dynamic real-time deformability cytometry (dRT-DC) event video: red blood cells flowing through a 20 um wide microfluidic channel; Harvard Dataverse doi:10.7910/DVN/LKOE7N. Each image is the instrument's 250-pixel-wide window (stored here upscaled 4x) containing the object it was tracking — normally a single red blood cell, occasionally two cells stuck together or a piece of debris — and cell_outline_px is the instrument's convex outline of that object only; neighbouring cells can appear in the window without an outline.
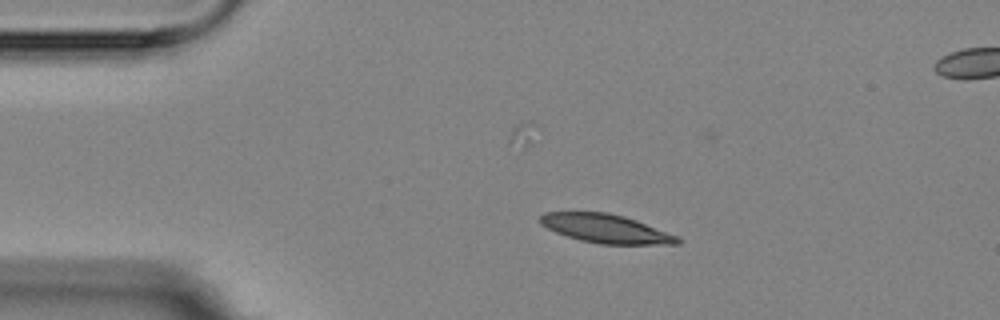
{"species": "Egyptian fruit bat (a non-hibernating species)", "species_latin": "Rousettus aegyptiacus", "temperature_condition": "room temperature", "stored_images_in_passage": 4, "camera_frame_rate_fps": 3000, "um_per_image_px": 0.085, "animal": {"sex": "female"}, "frame": {"image": 1, "passage_image": 2, "time_ms": 1.333, "image_size_px": [1000, 320], "cell_outline_px": [[684, 240], [680, 244], [600, 244], [580, 240], [556, 232], [540, 224], [536, 220], [544, 212], [608, 212], [624, 216], [636, 220], [680, 236]], "centroid_in_image_um": [51.53, 19.43], "position_along_channel_um": 33.5, "area_um2": 23.18}}